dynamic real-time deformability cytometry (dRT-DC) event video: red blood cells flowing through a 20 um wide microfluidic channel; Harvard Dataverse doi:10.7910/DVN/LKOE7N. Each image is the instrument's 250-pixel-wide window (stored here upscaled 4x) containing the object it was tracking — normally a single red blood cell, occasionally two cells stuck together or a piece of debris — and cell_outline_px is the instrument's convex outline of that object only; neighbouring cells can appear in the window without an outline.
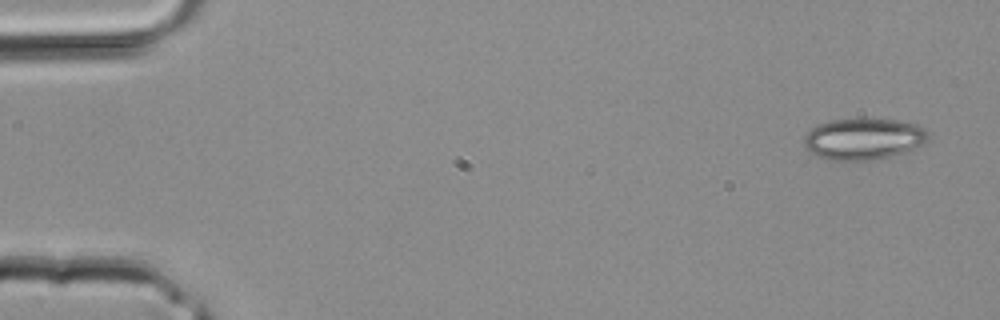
{"species": "common noctule bat (a hibernating species)", "species_latin": "Nyctalus noctula", "temperature_condition": "room temperature", "stored_images_in_passage": 2, "camera_frame_rate_fps": 3000, "um_per_image_px": 0.085, "animal": {"sex": "male", "body_mass_g": 20.4}, "frame": {"image": 1, "passage_image": 1, "time_ms": 0.0, "image_size_px": [1000, 320], "cell_outline_px": [[928, 140], [924, 144], [904, 152], [892, 156], [876, 160], [832, 160], [820, 156], [812, 152], [804, 144], [804, 132], [816, 124], [832, 120], [864, 116], [896, 120], [916, 124], [924, 128], [928, 132]], "centroid_in_image_um": [73.41, 11.76], "position_along_channel_um": 11.6, "area_um2": 30.69}}